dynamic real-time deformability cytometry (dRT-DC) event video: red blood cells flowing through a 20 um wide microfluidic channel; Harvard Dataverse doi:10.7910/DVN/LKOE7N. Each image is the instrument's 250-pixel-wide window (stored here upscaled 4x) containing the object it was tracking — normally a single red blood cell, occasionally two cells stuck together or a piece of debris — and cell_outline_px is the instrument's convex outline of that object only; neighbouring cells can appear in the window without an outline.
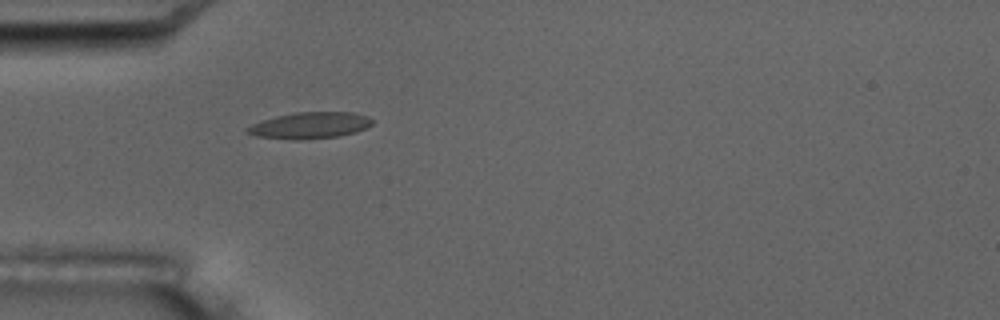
{"species": "common noctule bat (a hibernating species)", "species_latin": "Nyctalus noctula", "temperature_condition": "room temperature", "stored_images_in_passage": 4, "camera_frame_rate_fps": 3000, "um_per_image_px": 0.085, "animal": {"sex": "male", "body_mass_g": 17.5, "forearm_length_mm": 52.3}, "frame": {"image": 1, "passage_image": 4, "time_ms": 7.667, "image_size_px": [1000, 320], "cell_outline_px": [[372, 124], [368, 128], [356, 132], [340, 136], [300, 140], [296, 140], [256, 136], [244, 132], [244, 128], [260, 120], [276, 116], [296, 112], [352, 112], [368, 116], [372, 120]], "centroid_in_image_um": [26.32, 10.66], "position_along_channel_um": 58.7, "area_um2": 19.48}}